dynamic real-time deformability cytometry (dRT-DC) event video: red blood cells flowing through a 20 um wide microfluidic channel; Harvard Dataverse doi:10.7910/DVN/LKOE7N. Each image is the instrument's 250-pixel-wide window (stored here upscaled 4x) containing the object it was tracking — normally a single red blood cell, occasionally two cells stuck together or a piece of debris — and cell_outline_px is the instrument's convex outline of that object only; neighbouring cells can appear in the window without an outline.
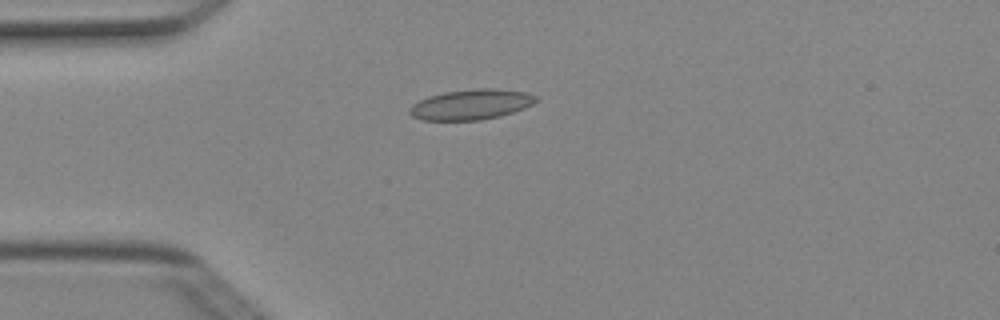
{"species": "Egyptian fruit bat (a non-hibernating species)", "species_latin": "Rousettus aegyptiacus", "temperature_condition": "cold", "stored_images_in_passage": 5, "camera_frame_rate_fps": 3000, "um_per_image_px": 0.085, "animal": {"sex": "female"}, "frame": {"image": 1, "passage_image": 4, "time_ms": 1.0, "image_size_px": [1000, 320], "cell_outline_px": [[536, 100], [532, 104], [524, 108], [500, 116], [480, 120], [424, 120], [412, 116], [408, 112], [408, 108], [412, 104], [428, 96], [444, 92], [476, 88], [496, 88], [528, 92], [536, 96]], "centroid_in_image_um": [40.03, 8.87], "position_along_channel_um": 45.0, "area_um2": 22.37}}